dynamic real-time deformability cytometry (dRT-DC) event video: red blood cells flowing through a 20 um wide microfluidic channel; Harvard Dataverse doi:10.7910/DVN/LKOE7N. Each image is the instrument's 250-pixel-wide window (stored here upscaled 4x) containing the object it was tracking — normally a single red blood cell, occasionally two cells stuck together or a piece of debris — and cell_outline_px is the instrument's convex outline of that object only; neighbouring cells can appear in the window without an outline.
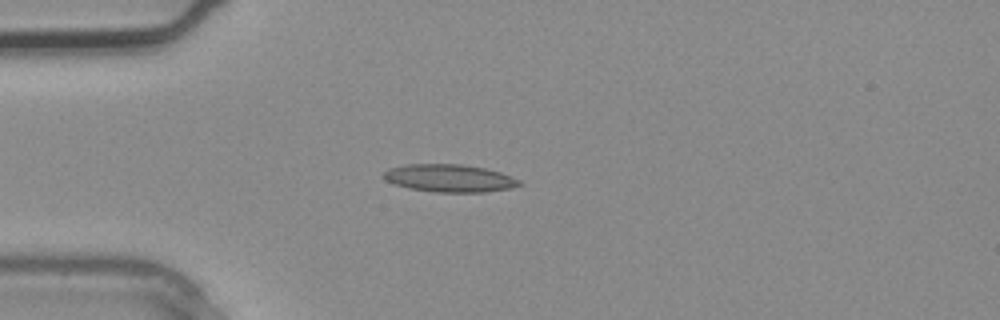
{"species": "common noctule bat (a hibernating species)", "species_latin": "Nyctalus noctula", "temperature_condition": "warm", "stored_images_in_passage": 2, "camera_frame_rate_fps": 3000, "um_per_image_px": 0.085, "animal": {"sex": "male", "body_mass_g": 20.4}, "frame": {"image": 1, "passage_image": 2, "time_ms": 0.333, "image_size_px": [1000, 320], "cell_outline_px": [[524, 184], [512, 188], [484, 192], [436, 192], [408, 188], [384, 180], [384, 172], [388, 168], [408, 164], [460, 164], [484, 168], [500, 172], [520, 180]], "centroid_in_image_um": [38.22, 15.15], "position_along_channel_um": 46.8, "area_um2": 21.85}}